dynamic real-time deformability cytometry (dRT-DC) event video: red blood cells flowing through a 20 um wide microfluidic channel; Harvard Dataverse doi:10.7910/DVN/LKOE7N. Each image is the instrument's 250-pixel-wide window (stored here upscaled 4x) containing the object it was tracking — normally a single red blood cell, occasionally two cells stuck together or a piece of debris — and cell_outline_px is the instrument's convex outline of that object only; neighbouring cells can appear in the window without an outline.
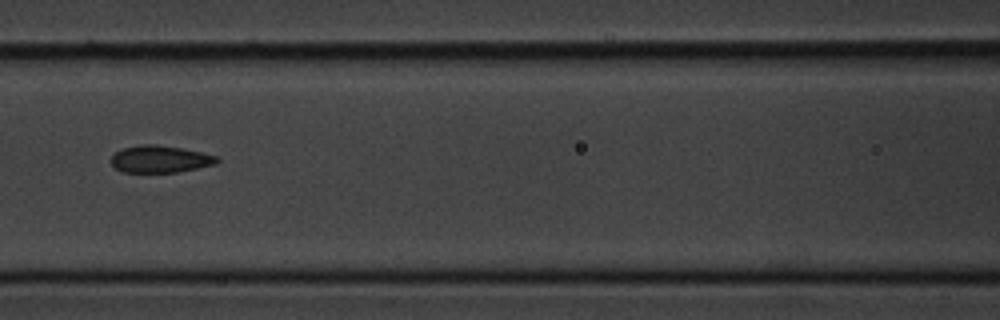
{"species": "common noctule bat (a hibernating species)", "species_latin": "Nyctalus noctula", "temperature_condition": "cold", "stored_images_in_passage": 7, "camera_frame_rate_fps": 3000, "um_per_image_px": 0.085, "animal": {"sex": "male", "body_mass_g": 20.1, "forearm_length_mm": 53.5}, "frame": {"image": 1, "passage_image": 5, "time_ms": 5.667, "image_size_px": [1000, 320], "cell_outline_px": [[220, 160], [216, 164], [176, 172], [124, 172], [116, 168], [112, 164], [112, 156], [116, 152], [124, 148], [140, 144], [156, 144], [180, 148], [200, 152], [216, 156]], "centroid_in_image_um": [13.61, 13.52], "position_along_channel_um": 153.0, "area_um2": 16.47}}
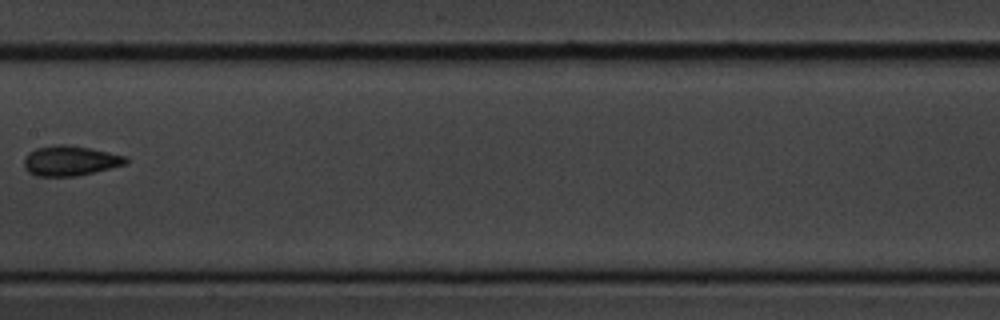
{"frame": {"image": 2, "passage_image": 6, "time_ms": 7.0, "image_size_px": [1000, 320], "cell_outline_px": [[128, 164], [112, 168], [76, 176], [36, 176], [28, 172], [24, 168], [24, 156], [28, 152], [36, 148], [56, 144], [68, 144], [128, 156]], "centroid_in_image_um": [5.96, 13.66], "position_along_channel_um": 201.4, "area_um2": 18.03}}
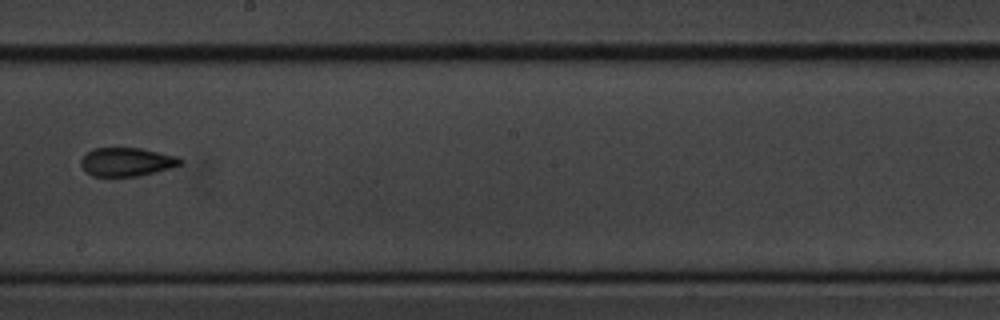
{"frame": {"image": 3, "passage_image": 7, "time_ms": 8.0, "image_size_px": [1000, 320], "cell_outline_px": [[184, 164], [156, 172], [140, 176], [92, 176], [84, 172], [80, 164], [80, 160], [92, 148], [140, 148], [176, 156], [184, 160]], "centroid_in_image_um": [10.77, 13.77], "position_along_channel_um": 237.4, "area_um2": 16.7}}